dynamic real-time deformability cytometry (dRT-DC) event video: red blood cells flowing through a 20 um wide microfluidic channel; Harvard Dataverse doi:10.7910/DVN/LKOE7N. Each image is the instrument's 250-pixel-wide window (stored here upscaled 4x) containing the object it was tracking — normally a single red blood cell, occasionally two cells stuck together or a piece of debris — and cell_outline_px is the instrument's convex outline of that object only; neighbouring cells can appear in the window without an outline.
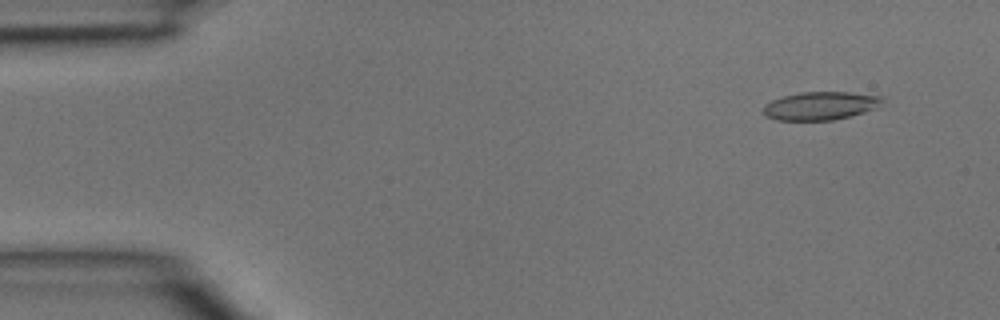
{"species": "common noctule bat (a hibernating species)", "species_latin": "Nyctalus noctula", "temperature_condition": "room temperature", "stored_images_in_passage": 46, "camera_frame_rate_fps": 3000, "um_per_image_px": 0.085, "animal": {"sex": "male", "body_mass_g": 15.6}, "frame": {"image": 1, "passage_image": 4, "time_ms": 1.0, "image_size_px": [1000, 320], "cell_outline_px": [[884, 100], [880, 108], [832, 120], [776, 120], [764, 116], [764, 104], [772, 100], [784, 96], [800, 92], [852, 92], [884, 96]], "centroid_in_image_um": [69.79, 8.98], "position_along_channel_um": 15.2, "area_um2": 19.77}}
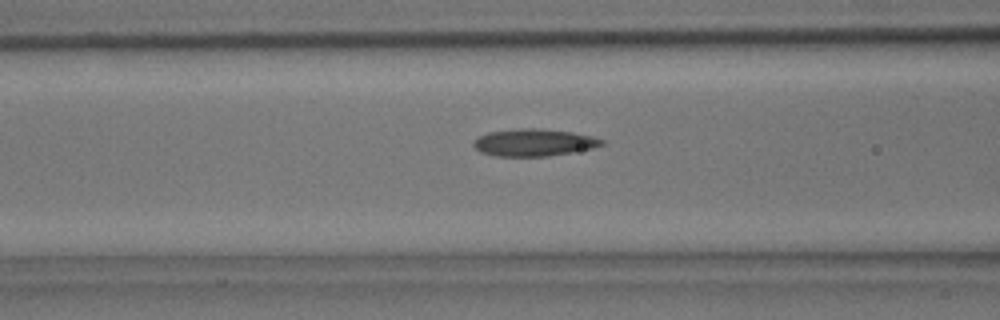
{"frame": {"image": 2, "passage_image": 18, "time_ms": 5.667, "image_size_px": [1000, 320], "cell_outline_px": [[604, 144], [592, 148], [572, 152], [548, 156], [496, 156], [480, 152], [472, 144], [472, 140], [488, 132], [520, 128], [536, 128], [572, 132], [592, 136], [604, 140]], "centroid_in_image_um": [45.36, 12.11], "position_along_channel_um": 121.2, "area_um2": 20.29}}
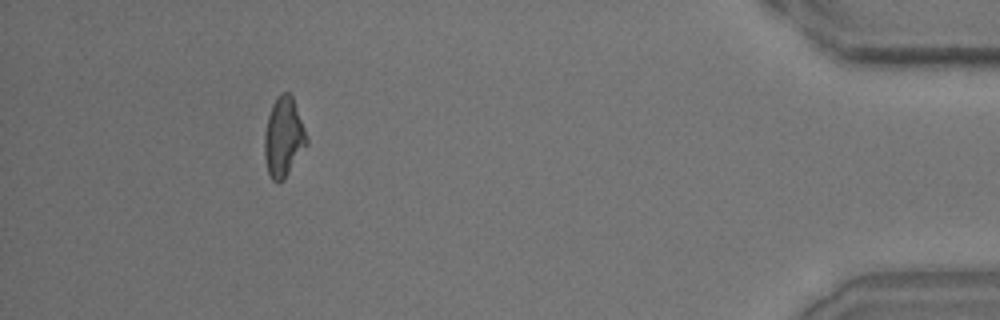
{"frame": {"image": 3, "passage_image": 42, "time_ms": 13.667, "image_size_px": [1000, 320], "cell_outline_px": [[308, 144], [284, 180], [272, 180], [268, 172], [264, 156], [264, 132], [268, 116], [272, 104], [284, 92], [288, 92], [292, 96], [304, 128], [308, 140]], "centroid_in_image_um": [24.1, 11.69], "position_along_channel_um": 411.1, "area_um2": 19.31}}